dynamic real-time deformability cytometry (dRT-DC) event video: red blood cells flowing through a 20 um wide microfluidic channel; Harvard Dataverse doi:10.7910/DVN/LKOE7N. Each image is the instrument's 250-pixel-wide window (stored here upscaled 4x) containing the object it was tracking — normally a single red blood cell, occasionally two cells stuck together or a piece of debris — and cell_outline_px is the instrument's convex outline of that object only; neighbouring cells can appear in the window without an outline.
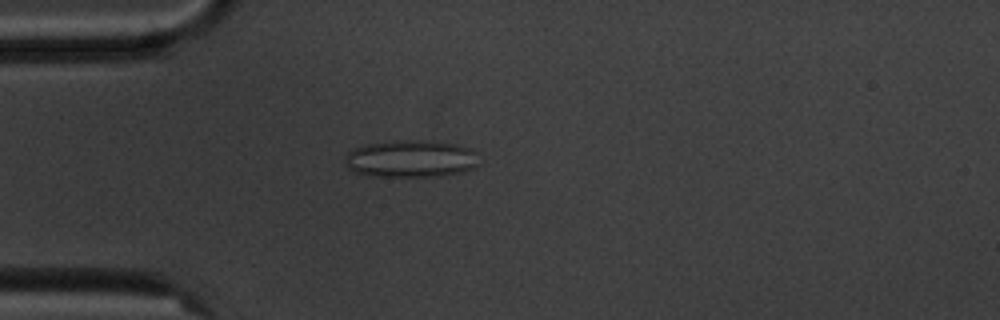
{"species": "common noctule bat (a hibernating species)", "species_latin": "Nyctalus noctula", "temperature_condition": "cold", "stored_images_in_passage": 7, "camera_frame_rate_fps": 3000, "um_per_image_px": 0.085, "animal": {"sex": "male", "body_mass_g": 20.1, "forearm_length_mm": 53.5}, "frame": {"image": 1, "passage_image": 5, "time_ms": 4.667, "image_size_px": [1000, 320], "cell_outline_px": [[480, 164], [476, 168], [464, 172], [440, 176], [368, 176], [352, 172], [348, 168], [344, 160], [344, 156], [352, 148], [364, 144], [396, 140], [424, 140], [456, 144], [468, 148], [476, 152]], "centroid_in_image_um": [34.91, 13.5], "position_along_channel_um": 50.1, "area_um2": 29.71}}
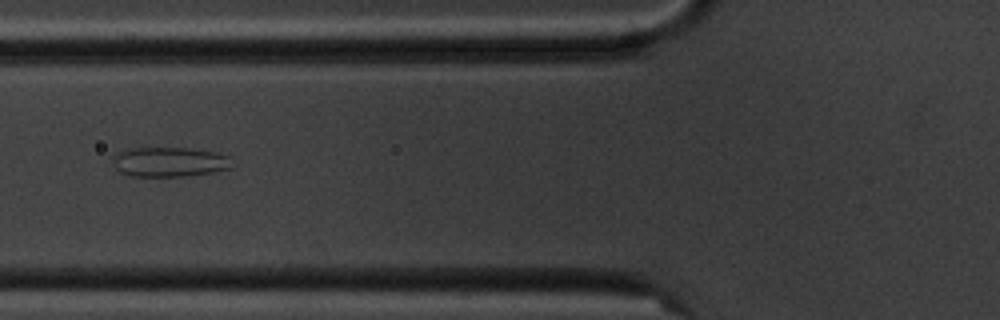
{"frame": {"image": 2, "passage_image": 7, "time_ms": 6.667, "image_size_px": [1000, 320], "cell_outline_px": [[232, 168], [212, 172], [184, 176], [132, 176], [120, 172], [112, 164], [112, 160], [116, 152], [132, 148], [188, 148], [216, 152], [228, 156]], "centroid_in_image_um": [14.37, 13.76], "position_along_channel_um": 111.4, "area_um2": 20.58}}